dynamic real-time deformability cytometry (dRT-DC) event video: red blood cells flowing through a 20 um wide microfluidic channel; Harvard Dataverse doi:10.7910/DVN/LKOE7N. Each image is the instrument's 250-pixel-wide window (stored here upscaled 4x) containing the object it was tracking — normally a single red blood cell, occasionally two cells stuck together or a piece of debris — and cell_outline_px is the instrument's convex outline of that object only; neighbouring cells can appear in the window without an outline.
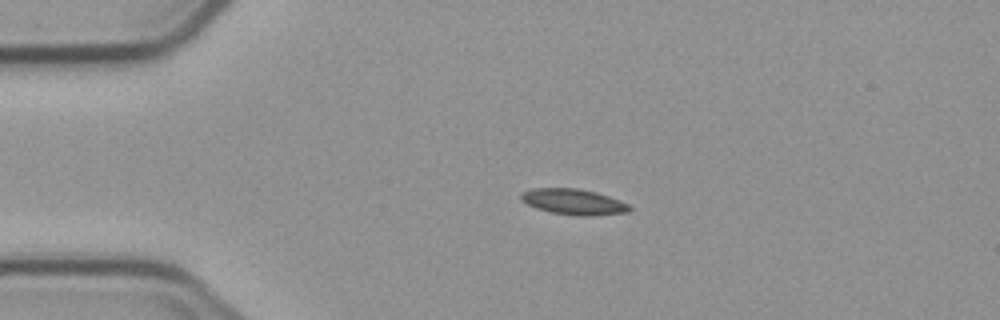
{"species": "common noctule bat (a hibernating species)", "species_latin": "Nyctalus noctula", "temperature_condition": "cold", "stored_images_in_passage": 3, "camera_frame_rate_fps": 3000, "um_per_image_px": 0.085, "animal": {"sex": "male", "body_mass_g": 23.1, "forearm_length_mm": 52.7}, "frame": {"image": 1, "passage_image": 2, "time_ms": 1.333, "image_size_px": [1000, 320], "cell_outline_px": [[632, 208], [628, 212], [592, 216], [584, 216], [552, 212], [536, 208], [520, 200], [520, 196], [524, 192], [532, 188], [580, 188], [596, 192], [620, 200], [628, 204]], "centroid_in_image_um": [48.77, 17.14], "position_along_channel_um": 36.2, "area_um2": 16.18}}